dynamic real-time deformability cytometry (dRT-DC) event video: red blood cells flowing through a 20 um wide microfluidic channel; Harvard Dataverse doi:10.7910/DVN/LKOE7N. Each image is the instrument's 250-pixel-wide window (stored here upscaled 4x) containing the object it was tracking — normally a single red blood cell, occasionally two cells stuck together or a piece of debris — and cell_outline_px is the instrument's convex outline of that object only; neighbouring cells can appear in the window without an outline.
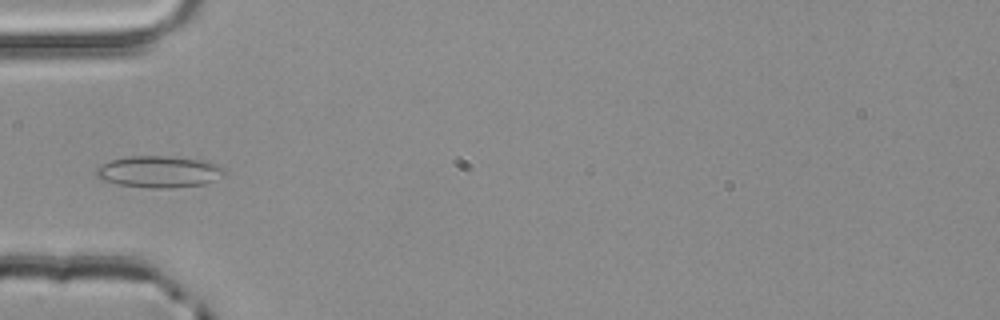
{"species": "common noctule bat (a hibernating species)", "species_latin": "Nyctalus noctula", "temperature_condition": "room temperature", "stored_images_in_passage": 2, "camera_frame_rate_fps": 3000, "um_per_image_px": 0.085, "animal": {"sex": "male", "body_mass_g": 20.4}, "frame": {"image": 1, "passage_image": 2, "time_ms": 0.333, "image_size_px": [1000, 320], "cell_outline_px": [[228, 172], [224, 176], [216, 180], [204, 184], [168, 188], [148, 188], [116, 184], [100, 180], [96, 176], [96, 168], [112, 160], [128, 156], [168, 156], [208, 160], [224, 168]], "centroid_in_image_um": [13.56, 14.6], "position_along_channel_um": 71.4, "area_um2": 23.99}}